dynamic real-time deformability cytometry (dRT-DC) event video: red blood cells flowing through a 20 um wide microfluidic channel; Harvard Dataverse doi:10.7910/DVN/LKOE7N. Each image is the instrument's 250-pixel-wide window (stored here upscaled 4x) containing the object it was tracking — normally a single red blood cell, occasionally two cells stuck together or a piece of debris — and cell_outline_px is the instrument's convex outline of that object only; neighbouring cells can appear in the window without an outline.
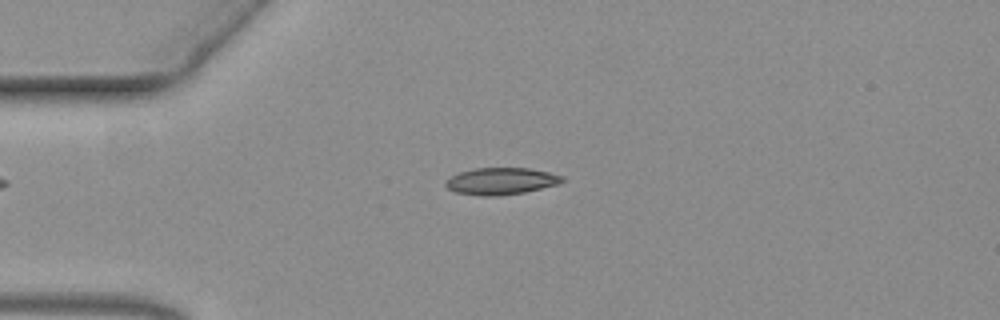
{"species": "common noctule bat (a hibernating species)", "species_latin": "Nyctalus noctula", "temperature_condition": "warm", "stored_images_in_passage": 46, "camera_frame_rate_fps": 3000, "um_per_image_px": 0.085, "animal": {"sex": "female", "body_mass_g": 19.3, "forearm_length_mm": 54.1}, "frame": {"image": 1, "passage_image": 1, "time_ms": 0.0, "image_size_px": [1000, 320], "cell_outline_px": [[564, 180], [556, 184], [524, 192], [496, 196], [484, 196], [456, 192], [448, 188], [444, 184], [444, 180], [460, 172], [476, 168], [528, 168], [548, 172], [564, 176]], "centroid_in_image_um": [42.56, 15.39], "position_along_channel_um": 42.4, "area_um2": 18.03}}
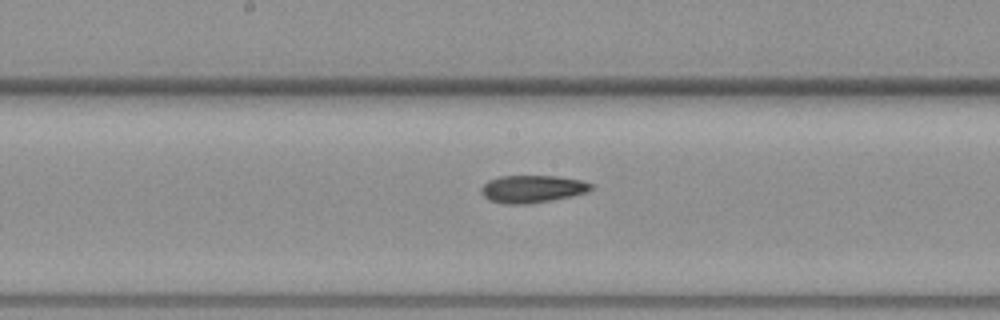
{"frame": {"image": 2, "passage_image": 17, "time_ms": 5.333, "image_size_px": [1000, 320], "cell_outline_px": [[592, 188], [588, 192], [572, 196], [552, 200], [528, 204], [504, 204], [488, 200], [480, 192], [480, 188], [488, 180], [500, 176], [556, 176], [584, 180], [592, 184]], "centroid_in_image_um": [45.24, 16.06], "position_along_channel_um": 203.0, "area_um2": 17.8}}
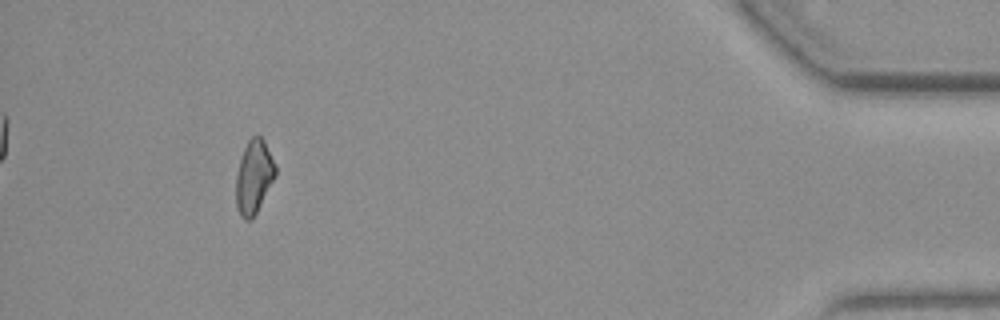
{"frame": {"image": 3, "passage_image": 41, "time_ms": 13.333, "image_size_px": [1000, 320], "cell_outline_px": [[276, 176], [252, 220], [244, 220], [240, 216], [236, 204], [236, 176], [240, 160], [244, 148], [248, 140], [252, 136], [260, 136], [264, 140], [276, 164]], "centroid_in_image_um": [21.59, 15.04], "position_along_channel_um": 413.6, "area_um2": 16.94}}